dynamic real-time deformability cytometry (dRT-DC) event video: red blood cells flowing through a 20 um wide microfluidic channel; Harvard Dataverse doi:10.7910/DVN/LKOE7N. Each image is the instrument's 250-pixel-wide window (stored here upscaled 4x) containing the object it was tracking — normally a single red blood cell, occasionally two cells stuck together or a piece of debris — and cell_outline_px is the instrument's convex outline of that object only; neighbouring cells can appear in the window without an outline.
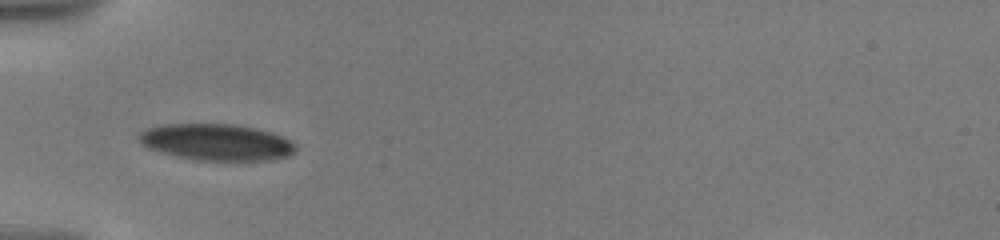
{"species": "human", "species_latin": "Homo sapiens", "temperature_condition": "warm", "stored_images_in_passage": 6, "camera_frame_rate_fps": 3000, "um_per_image_px": 0.085, "donor": {"sex": "male"}, "frame": {"image": 1, "passage_image": 1, "time_ms": 0.0, "image_size_px": [1000, 240], "cell_outline_px": [[296, 148], [288, 156], [272, 160], [204, 160], [180, 156], [148, 148], [140, 144], [136, 136], [140, 132], [156, 124], [236, 124], [256, 128], [272, 132], [296, 144]], "centroid_in_image_um": [18.38, 12.06], "position_along_channel_um": 66.6, "area_um2": 33.18}}
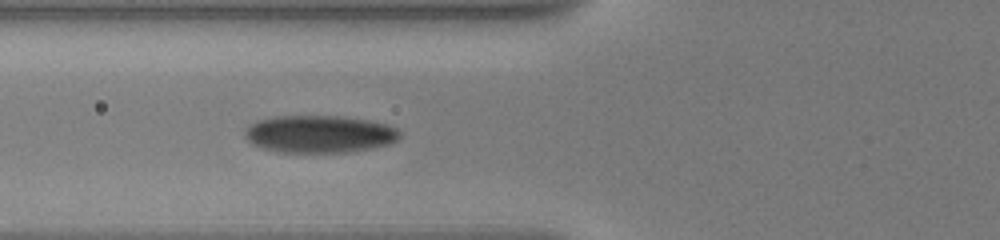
{"frame": {"image": 2, "passage_image": 5, "time_ms": 1.0, "image_size_px": [1000, 240], "cell_outline_px": [[400, 136], [396, 140], [388, 144], [372, 148], [348, 152], [276, 152], [252, 144], [244, 136], [244, 132], [252, 124], [260, 120], [276, 116], [340, 116], [368, 120], [388, 124], [396, 128], [400, 132]], "centroid_in_image_um": [27.17, 11.39], "position_along_channel_um": 98.6, "area_um2": 33.64}}